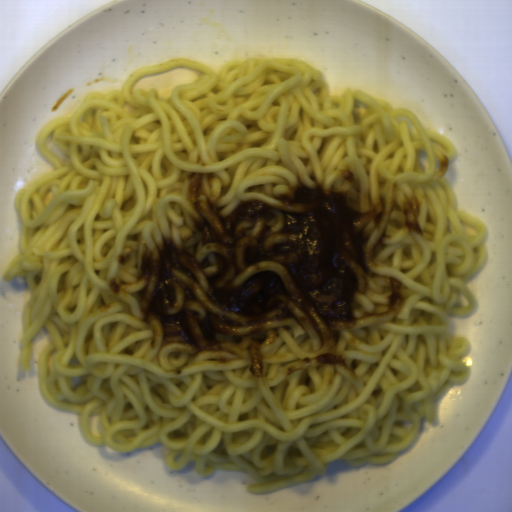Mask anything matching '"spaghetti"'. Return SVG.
I'll return each instance as SVG.
<instances>
[{
    "instance_id": "c7327b10",
    "label": "spaghetti",
    "mask_w": 512,
    "mask_h": 512,
    "mask_svg": "<svg viewBox=\"0 0 512 512\" xmlns=\"http://www.w3.org/2000/svg\"><path fill=\"white\" fill-rule=\"evenodd\" d=\"M52 171L23 184L19 253L3 273L29 291L18 339L38 393L77 414L82 439L117 452L164 444L167 465L245 471L258 494L321 477L329 463L383 466L434 425L440 390L471 378L468 338L449 335L477 298L488 227L459 211L445 174L458 149L414 111L360 89L331 93L299 58L176 57L89 92L36 130ZM197 173L225 216L282 205L298 186L341 190L368 236L354 267L355 325L321 340L304 314L264 326L260 376L248 336L197 355L141 312L138 260L196 231Z\"/></svg>"
}]
</instances>
